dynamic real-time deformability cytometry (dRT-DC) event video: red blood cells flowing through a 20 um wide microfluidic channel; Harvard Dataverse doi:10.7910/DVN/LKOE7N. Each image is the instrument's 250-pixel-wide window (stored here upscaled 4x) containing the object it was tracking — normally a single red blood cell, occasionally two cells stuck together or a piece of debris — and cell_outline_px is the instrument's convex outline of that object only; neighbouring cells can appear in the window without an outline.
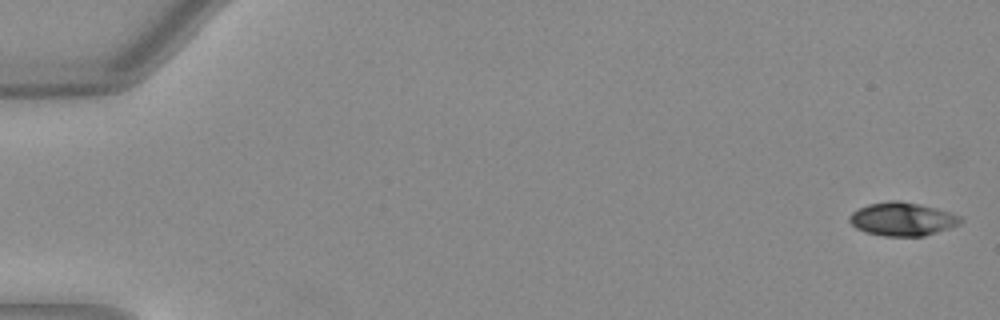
{"species": "Egyptian fruit bat (a non-hibernating species)", "species_latin": "Rousettus aegyptiacus", "temperature_condition": "warm", "stored_images_in_passage": 51, "camera_frame_rate_fps": 3000, "um_per_image_px": 0.085, "animal": {"sex": "female"}, "frame": {"image": 1, "passage_image": 1, "time_ms": 0.0, "image_size_px": [1000, 320], "cell_outline_px": [[964, 220], [960, 224], [924, 236], [884, 236], [864, 232], [856, 228], [848, 220], [848, 216], [852, 212], [868, 204], [888, 200], [900, 200], [920, 204], [936, 208], [960, 216]], "centroid_in_image_um": [76.67, 18.62], "position_along_channel_um": 8.3, "area_um2": 21.68}}
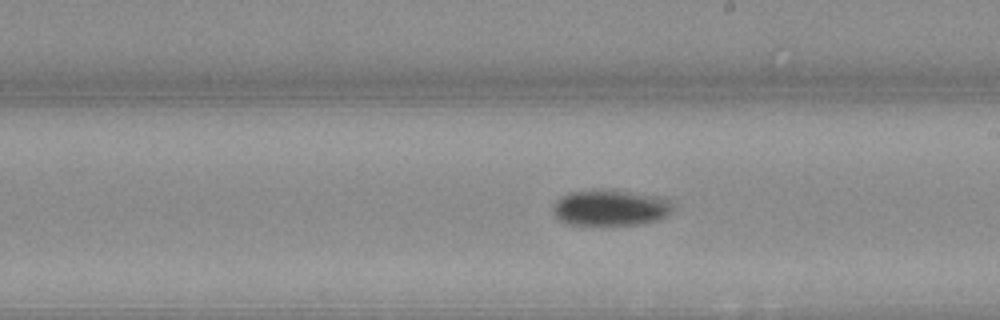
{"frame": {"image": 2, "passage_image": 30, "time_ms": 9.667, "image_size_px": [1000, 320], "cell_outline_px": [[672, 212], [656, 220], [640, 224], [608, 228], [600, 228], [568, 224], [560, 220], [552, 212], [552, 208], [556, 200], [560, 196], [568, 192], [592, 188], [616, 188], [664, 196], [672, 200]], "centroid_in_image_um": [51.88, 17.65], "position_along_channel_um": 237.1, "area_um2": 27.22}}
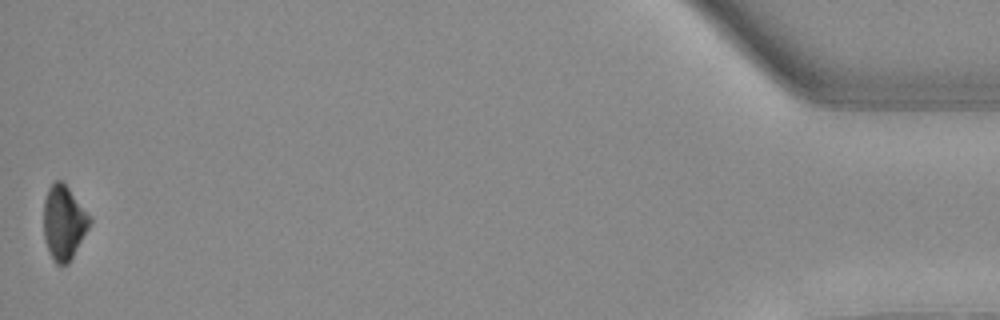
{"frame": {"image": 3, "passage_image": 51, "time_ms": 16.667, "image_size_px": [1000, 320], "cell_outline_px": [[92, 220], [88, 228], [68, 264], [56, 264], [52, 260], [48, 252], [44, 236], [44, 200], [48, 188], [56, 180], [60, 180], [68, 188]], "centroid_in_image_um": [5.39, 18.94], "position_along_channel_um": 429.8, "area_um2": 19.48}, "authors_computed_cell_mechanics": {"area_um2": 22.253, "velocity_mm_per_s": 4.0275, "shape_relaxation_time_tau1_ms": 2.2085, "shape_relaxation_time_tau2_ms": null, "deformation_change_tau1": 0.1238, "deformation_change_tau2": null}}